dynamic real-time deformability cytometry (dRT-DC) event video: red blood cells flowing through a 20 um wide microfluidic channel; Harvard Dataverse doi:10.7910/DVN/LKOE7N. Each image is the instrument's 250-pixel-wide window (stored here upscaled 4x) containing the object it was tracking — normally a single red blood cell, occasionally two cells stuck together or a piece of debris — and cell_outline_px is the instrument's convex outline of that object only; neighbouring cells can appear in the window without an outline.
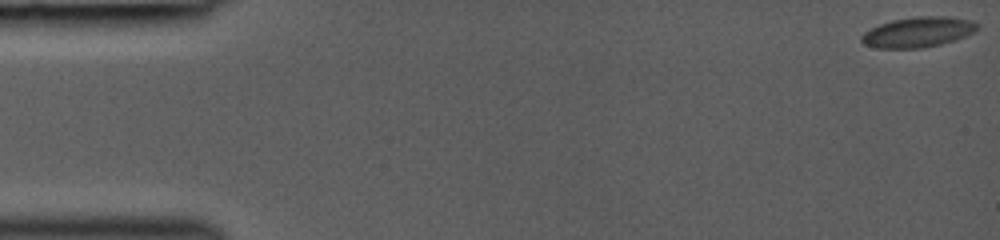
{"species": "common noctule bat (a hibernating species)", "species_latin": "Nyctalus noctula", "temperature_condition": "room temperature", "stored_images_in_passage": 8, "camera_frame_rate_fps": 3000, "um_per_image_px": 0.085, "animal": {"sex": "female", "body_mass_g": 19.0, "forearm_length_mm": 53.3}, "frame": {"image": 1, "passage_image": 1, "time_ms": 0.0, "image_size_px": [1000, 240], "cell_outline_px": [[980, 28], [976, 32], [940, 44], [924, 48], [876, 48], [864, 44], [860, 40], [860, 36], [864, 32], [880, 24], [892, 20], [916, 16], [948, 16], [972, 20], [980, 24]], "centroid_in_image_um": [78.06, 2.72], "position_along_channel_um": 6.9, "area_um2": 20.58}}